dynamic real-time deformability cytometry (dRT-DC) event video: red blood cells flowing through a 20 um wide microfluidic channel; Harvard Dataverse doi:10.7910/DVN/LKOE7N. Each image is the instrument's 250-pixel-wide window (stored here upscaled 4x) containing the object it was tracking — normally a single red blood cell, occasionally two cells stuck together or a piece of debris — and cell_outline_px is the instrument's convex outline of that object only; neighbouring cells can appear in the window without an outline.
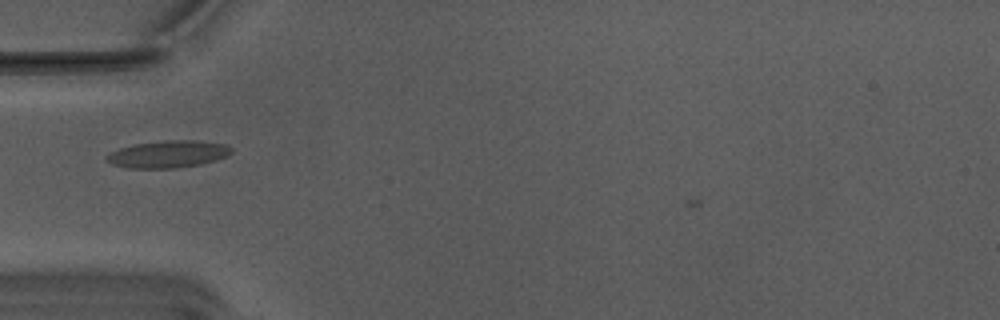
{"species": "Egyptian fruit bat (a non-hibernating species)", "species_latin": "Rousettus aegyptiacus", "temperature_condition": "warm", "stored_images_in_passage": 38, "camera_frame_rate_fps": 3000, "um_per_image_px": 0.085, "animal": {"sex": "male"}, "frame": {"image": 1, "passage_image": 1, "time_ms": 0.0, "image_size_px": [1000, 320], "cell_outline_px": [[232, 152], [228, 156], [216, 160], [200, 164], [176, 168], [128, 168], [112, 164], [104, 160], [104, 156], [108, 152], [120, 148], [136, 144], [168, 140], [192, 140], [228, 144], [232, 148]], "centroid_in_image_um": [14.27, 13.1], "position_along_channel_um": 70.7, "area_um2": 19.88}}
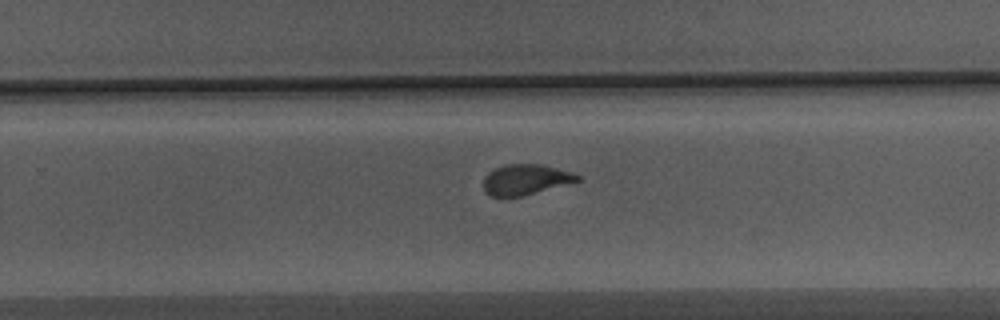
{"frame": {"image": 2, "passage_image": 18, "time_ms": 5.667, "image_size_px": [1000, 320], "cell_outline_px": [[580, 180], [520, 196], [488, 196], [484, 192], [484, 176], [488, 172], [496, 168], [508, 164], [540, 164], [568, 172], [580, 176]], "centroid_in_image_um": [44.59, 15.26], "position_along_channel_um": 285.2, "area_um2": 16.18}}
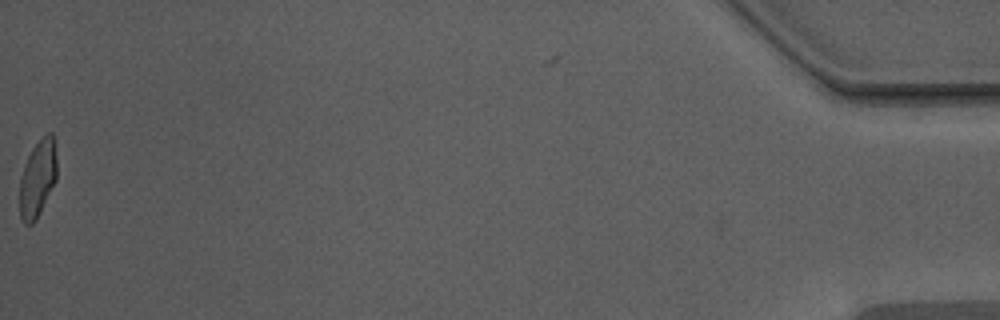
{"frame": {"image": 3, "passage_image": 38, "time_ms": 12.333, "image_size_px": [1000, 320], "cell_outline_px": [[56, 180], [36, 220], [32, 224], [24, 224], [20, 220], [20, 176], [24, 164], [32, 148], [48, 132], [52, 132], [56, 160]], "centroid_in_image_um": [3.18, 15.21], "position_along_channel_um": 432.0, "area_um2": 16.53}, "authors_computed_cell_mechanics": {"area_um2": 17.4845, "velocity_mm_per_s": 3.7828, "shape_relaxation_time_tau1_ms": 4.2279, "shape_relaxation_time_tau2_ms": 0.8888, "deformation_change_tau1": 0.1717, "deformation_change_tau2": 0.0658}}